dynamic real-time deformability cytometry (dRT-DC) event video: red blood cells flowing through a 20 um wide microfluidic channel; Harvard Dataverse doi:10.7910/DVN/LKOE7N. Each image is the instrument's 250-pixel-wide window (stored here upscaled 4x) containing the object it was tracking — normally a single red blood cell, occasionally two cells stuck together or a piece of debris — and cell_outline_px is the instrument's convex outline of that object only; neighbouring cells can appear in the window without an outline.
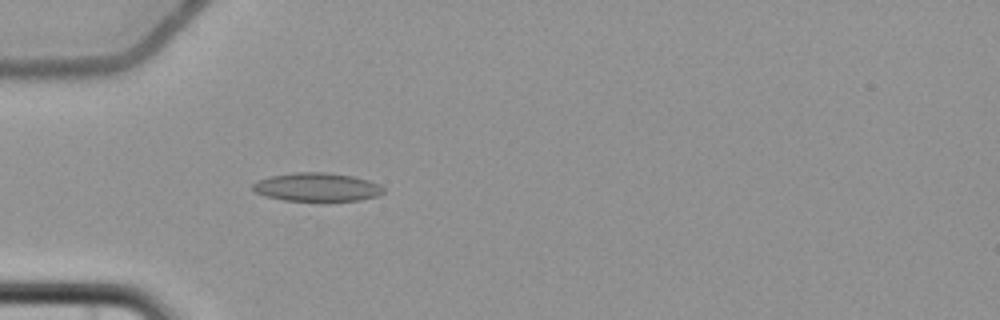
{"species": "common noctule bat (a hibernating species)", "species_latin": "Nyctalus noctula", "temperature_condition": "cold", "stored_images_in_passage": 3, "camera_frame_rate_fps": 3000, "um_per_image_px": 0.085, "animal": {"sex": "female", "body_mass_g": 22.7, "forearm_length_mm": 54.2}, "frame": {"image": 1, "passage_image": 3, "time_ms": 2.667, "image_size_px": [1000, 320], "cell_outline_px": [[384, 192], [380, 196], [360, 200], [284, 200], [264, 196], [256, 192], [252, 188], [252, 184], [256, 180], [272, 176], [292, 172], [324, 172], [352, 176], [368, 180], [380, 184], [384, 188]], "centroid_in_image_um": [26.95, 15.89], "position_along_channel_um": 58.1, "area_um2": 21.68}}